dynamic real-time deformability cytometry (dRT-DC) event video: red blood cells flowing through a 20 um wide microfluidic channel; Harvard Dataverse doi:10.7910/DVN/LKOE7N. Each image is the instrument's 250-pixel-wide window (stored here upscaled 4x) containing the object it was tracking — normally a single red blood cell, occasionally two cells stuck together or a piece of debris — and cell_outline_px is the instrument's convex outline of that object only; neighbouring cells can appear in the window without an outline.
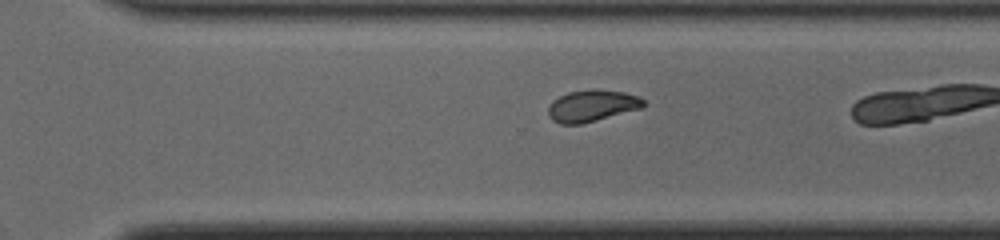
{"species": "common noctule bat (a hibernating species)", "species_latin": "Nyctalus noctula", "temperature_condition": "cold", "stored_images_in_passage": 30, "camera_frame_rate_fps": 3000, "um_per_image_px": 0.085, "animal": {"sex": "male", "body_mass_g": 19.0, "forearm_length_mm": 50.8}, "frame": {"image": 1, "passage_image": 26, "time_ms": 8.333, "image_size_px": [1000, 240], "cell_outline_px": [[644, 104], [640, 108], [596, 120], [580, 124], [560, 124], [552, 120], [548, 116], [548, 108], [552, 100], [568, 92], [592, 88], [596, 88], [624, 92], [640, 96], [644, 100]], "centroid_in_image_um": [50.29, 8.97], "position_along_channel_um": 320.3, "area_um2": 17.63}}